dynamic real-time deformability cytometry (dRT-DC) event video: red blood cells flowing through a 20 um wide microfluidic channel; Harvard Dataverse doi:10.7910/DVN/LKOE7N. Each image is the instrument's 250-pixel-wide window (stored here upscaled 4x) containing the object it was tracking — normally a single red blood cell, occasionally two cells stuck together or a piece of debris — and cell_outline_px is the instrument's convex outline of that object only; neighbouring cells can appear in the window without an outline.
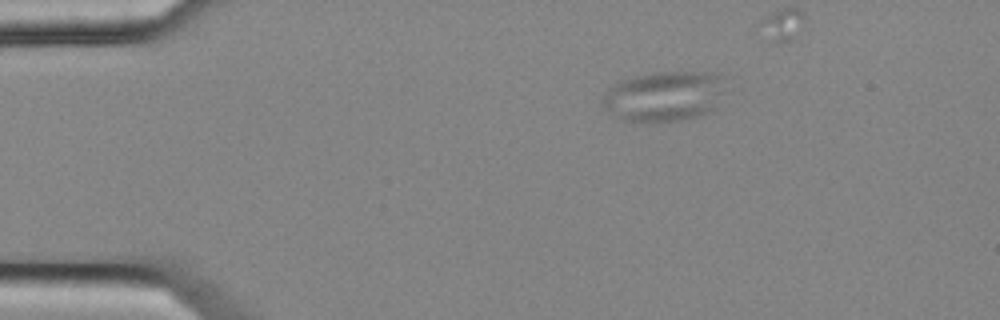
{"species": "common noctule bat (a hibernating species)", "species_latin": "Nyctalus noctula", "temperature_condition": "cold", "stored_images_in_passage": 3, "camera_frame_rate_fps": 3000, "um_per_image_px": 0.085, "animal": {"sex": "female", "body_mass_g": 25.1}, "frame": {"image": 1, "passage_image": 1, "time_ms": 0.0, "image_size_px": [1000, 320], "cell_outline_px": [[724, 76], [716, 108], [708, 112], [696, 116], [676, 120], [624, 120], [612, 112], [604, 104], [604, 96], [608, 88], [620, 80], [656, 72], [708, 72]], "centroid_in_image_um": [56.48, 8.14], "position_along_channel_um": 28.5, "area_um2": 34.68}}